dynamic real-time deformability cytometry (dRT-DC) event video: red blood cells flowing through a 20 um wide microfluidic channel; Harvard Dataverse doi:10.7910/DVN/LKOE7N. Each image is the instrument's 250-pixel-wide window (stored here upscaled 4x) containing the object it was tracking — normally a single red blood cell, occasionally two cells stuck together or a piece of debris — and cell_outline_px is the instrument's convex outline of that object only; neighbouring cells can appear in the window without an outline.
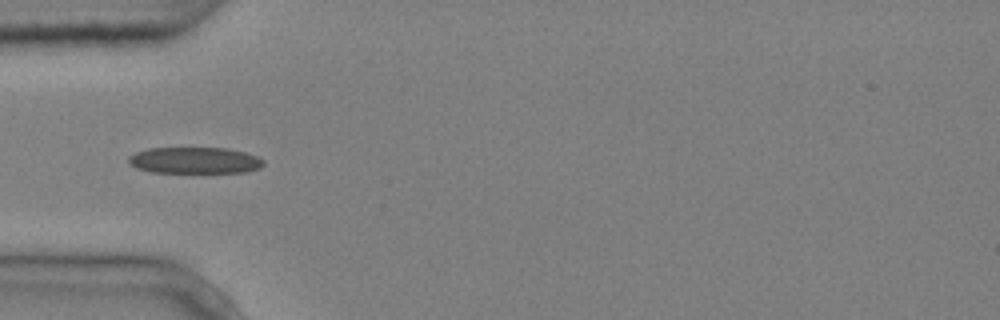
{"species": "common noctule bat (a hibernating species)", "species_latin": "Nyctalus noctula", "temperature_condition": "cold", "stored_images_in_passage": 10, "camera_frame_rate_fps": 3000, "um_per_image_px": 0.085, "animal": {"sex": "male", "body_mass_g": 20.4}, "frame": {"image": 1, "passage_image": 4, "time_ms": 1.0, "image_size_px": [1000, 320], "cell_outline_px": [[264, 164], [260, 168], [248, 172], [152, 172], [136, 168], [128, 164], [128, 156], [136, 152], [148, 148], [228, 148], [244, 152], [256, 156], [264, 160]], "centroid_in_image_um": [16.54, 13.63], "position_along_channel_um": 68.5, "area_um2": 20.81}}
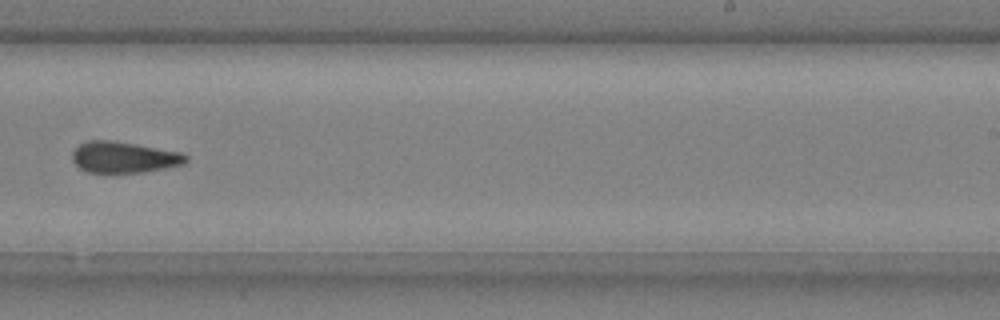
{"frame": {"image": 2, "passage_image": 9, "time_ms": 2.667, "image_size_px": [1000, 320], "cell_outline_px": [[188, 160], [184, 164], [144, 172], [88, 172], [80, 168], [72, 160], [72, 152], [80, 144], [88, 140], [112, 140], [184, 152], [188, 156]], "centroid_in_image_um": [10.57, 13.35], "position_along_channel_um": 278.4, "area_um2": 20.69}}